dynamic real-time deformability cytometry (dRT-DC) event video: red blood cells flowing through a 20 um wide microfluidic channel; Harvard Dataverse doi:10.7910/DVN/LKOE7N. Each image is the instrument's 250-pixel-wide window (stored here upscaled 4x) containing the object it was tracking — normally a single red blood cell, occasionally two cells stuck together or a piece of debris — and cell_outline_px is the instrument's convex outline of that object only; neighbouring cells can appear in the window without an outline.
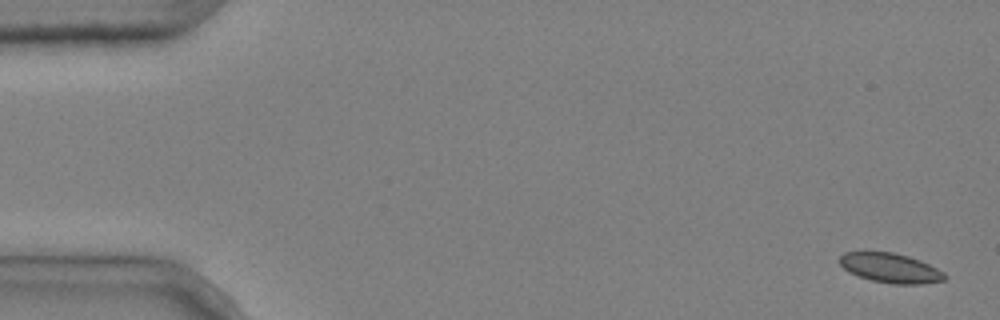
{"species": "common noctule bat (a hibernating species)", "species_latin": "Nyctalus noctula", "temperature_condition": "cold", "stored_images_in_passage": 5, "camera_frame_rate_fps": 3000, "um_per_image_px": 0.085, "animal": {"sex": "male", "body_mass_g": 20.4}, "frame": {"image": 1, "passage_image": 1, "time_ms": 0.0, "image_size_px": [1000, 320], "cell_outline_px": [[948, 276], [944, 280], [924, 284], [892, 284], [872, 280], [848, 272], [840, 264], [840, 256], [844, 252], [892, 252], [908, 256], [920, 260], [944, 272]], "centroid_in_image_um": [75.71, 22.78], "position_along_channel_um": 9.3, "area_um2": 18.03}}
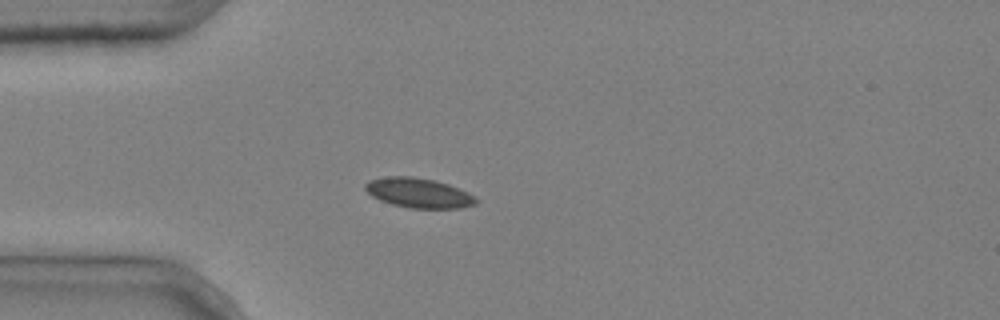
{"frame": {"image": 2, "passage_image": 4, "time_ms": 1.0, "image_size_px": [1000, 320], "cell_outline_px": [[480, 200], [476, 204], [460, 208], [408, 208], [392, 204], [380, 200], [372, 196], [364, 188], [364, 184], [368, 180], [388, 176], [412, 176], [436, 180], [448, 184], [468, 192], [476, 196]], "centroid_in_image_um": [35.6, 16.39], "position_along_channel_um": 49.4, "area_um2": 19.42}}